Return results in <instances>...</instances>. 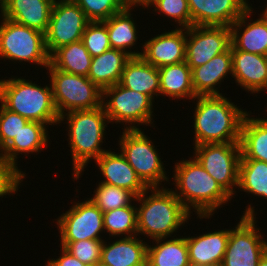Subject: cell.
Returning a JSON list of instances; mask_svg holds the SVG:
<instances>
[{
	"mask_svg": "<svg viewBox=\"0 0 267 266\" xmlns=\"http://www.w3.org/2000/svg\"><path fill=\"white\" fill-rule=\"evenodd\" d=\"M92 56L82 40L72 42L56 49L50 55V64L60 71L80 76H88Z\"/></svg>",
	"mask_w": 267,
	"mask_h": 266,
	"instance_id": "31",
	"label": "cell"
},
{
	"mask_svg": "<svg viewBox=\"0 0 267 266\" xmlns=\"http://www.w3.org/2000/svg\"><path fill=\"white\" fill-rule=\"evenodd\" d=\"M229 236L230 229L186 236L190 262L204 266H221Z\"/></svg>",
	"mask_w": 267,
	"mask_h": 266,
	"instance_id": "23",
	"label": "cell"
},
{
	"mask_svg": "<svg viewBox=\"0 0 267 266\" xmlns=\"http://www.w3.org/2000/svg\"><path fill=\"white\" fill-rule=\"evenodd\" d=\"M254 208V205L248 204L237 225L230 228L221 266H257L267 251V240L257 228Z\"/></svg>",
	"mask_w": 267,
	"mask_h": 266,
	"instance_id": "10",
	"label": "cell"
},
{
	"mask_svg": "<svg viewBox=\"0 0 267 266\" xmlns=\"http://www.w3.org/2000/svg\"><path fill=\"white\" fill-rule=\"evenodd\" d=\"M174 237L154 239L153 245L148 243L147 266H187L190 263L186 236Z\"/></svg>",
	"mask_w": 267,
	"mask_h": 266,
	"instance_id": "30",
	"label": "cell"
},
{
	"mask_svg": "<svg viewBox=\"0 0 267 266\" xmlns=\"http://www.w3.org/2000/svg\"><path fill=\"white\" fill-rule=\"evenodd\" d=\"M81 40L92 57L111 49L107 27L103 22H90Z\"/></svg>",
	"mask_w": 267,
	"mask_h": 266,
	"instance_id": "38",
	"label": "cell"
},
{
	"mask_svg": "<svg viewBox=\"0 0 267 266\" xmlns=\"http://www.w3.org/2000/svg\"><path fill=\"white\" fill-rule=\"evenodd\" d=\"M93 192L90 199L102 212L130 206L136 199V196L127 189L100 182Z\"/></svg>",
	"mask_w": 267,
	"mask_h": 266,
	"instance_id": "34",
	"label": "cell"
},
{
	"mask_svg": "<svg viewBox=\"0 0 267 266\" xmlns=\"http://www.w3.org/2000/svg\"><path fill=\"white\" fill-rule=\"evenodd\" d=\"M47 264H45V266H56L49 258L48 261H46Z\"/></svg>",
	"mask_w": 267,
	"mask_h": 266,
	"instance_id": "44",
	"label": "cell"
},
{
	"mask_svg": "<svg viewBox=\"0 0 267 266\" xmlns=\"http://www.w3.org/2000/svg\"><path fill=\"white\" fill-rule=\"evenodd\" d=\"M192 26L230 27L248 8V0H188Z\"/></svg>",
	"mask_w": 267,
	"mask_h": 266,
	"instance_id": "15",
	"label": "cell"
},
{
	"mask_svg": "<svg viewBox=\"0 0 267 266\" xmlns=\"http://www.w3.org/2000/svg\"><path fill=\"white\" fill-rule=\"evenodd\" d=\"M144 133L142 129H123L118 140L119 151L148 188L161 185L164 187L162 182L170 181L165 164H163L151 138Z\"/></svg>",
	"mask_w": 267,
	"mask_h": 266,
	"instance_id": "8",
	"label": "cell"
},
{
	"mask_svg": "<svg viewBox=\"0 0 267 266\" xmlns=\"http://www.w3.org/2000/svg\"><path fill=\"white\" fill-rule=\"evenodd\" d=\"M193 113V146L206 143L240 142L247 111L225 95L196 96Z\"/></svg>",
	"mask_w": 267,
	"mask_h": 266,
	"instance_id": "2",
	"label": "cell"
},
{
	"mask_svg": "<svg viewBox=\"0 0 267 266\" xmlns=\"http://www.w3.org/2000/svg\"><path fill=\"white\" fill-rule=\"evenodd\" d=\"M142 9L153 8L154 12L165 18H172L171 21L178 23V28H189L192 26L191 14L188 7V0H143L139 3ZM164 14V15H163Z\"/></svg>",
	"mask_w": 267,
	"mask_h": 266,
	"instance_id": "35",
	"label": "cell"
},
{
	"mask_svg": "<svg viewBox=\"0 0 267 266\" xmlns=\"http://www.w3.org/2000/svg\"><path fill=\"white\" fill-rule=\"evenodd\" d=\"M154 102L148 95L129 90L120 83L102 91V105L109 123L123 124L124 130L141 129V125L154 127Z\"/></svg>",
	"mask_w": 267,
	"mask_h": 266,
	"instance_id": "6",
	"label": "cell"
},
{
	"mask_svg": "<svg viewBox=\"0 0 267 266\" xmlns=\"http://www.w3.org/2000/svg\"><path fill=\"white\" fill-rule=\"evenodd\" d=\"M63 122L67 124L66 131L68 130L72 178L79 180L90 161H95L107 151L102 145L109 124L108 116L101 105L94 109L65 113L59 117V126Z\"/></svg>",
	"mask_w": 267,
	"mask_h": 266,
	"instance_id": "3",
	"label": "cell"
},
{
	"mask_svg": "<svg viewBox=\"0 0 267 266\" xmlns=\"http://www.w3.org/2000/svg\"><path fill=\"white\" fill-rule=\"evenodd\" d=\"M251 113L247 112L241 125V159L267 163V118H255Z\"/></svg>",
	"mask_w": 267,
	"mask_h": 266,
	"instance_id": "28",
	"label": "cell"
},
{
	"mask_svg": "<svg viewBox=\"0 0 267 266\" xmlns=\"http://www.w3.org/2000/svg\"><path fill=\"white\" fill-rule=\"evenodd\" d=\"M238 189L249 195L267 199V163L254 159H241Z\"/></svg>",
	"mask_w": 267,
	"mask_h": 266,
	"instance_id": "32",
	"label": "cell"
},
{
	"mask_svg": "<svg viewBox=\"0 0 267 266\" xmlns=\"http://www.w3.org/2000/svg\"><path fill=\"white\" fill-rule=\"evenodd\" d=\"M90 23L84 11L73 0H55L49 25L45 33V45L49 55L61 46L82 39Z\"/></svg>",
	"mask_w": 267,
	"mask_h": 266,
	"instance_id": "12",
	"label": "cell"
},
{
	"mask_svg": "<svg viewBox=\"0 0 267 266\" xmlns=\"http://www.w3.org/2000/svg\"><path fill=\"white\" fill-rule=\"evenodd\" d=\"M132 3H141L143 0H130Z\"/></svg>",
	"mask_w": 267,
	"mask_h": 266,
	"instance_id": "47",
	"label": "cell"
},
{
	"mask_svg": "<svg viewBox=\"0 0 267 266\" xmlns=\"http://www.w3.org/2000/svg\"><path fill=\"white\" fill-rule=\"evenodd\" d=\"M0 104L29 121L48 126L59 123L60 116L55 108L52 86L49 83L41 86L35 81L14 76L0 79Z\"/></svg>",
	"mask_w": 267,
	"mask_h": 266,
	"instance_id": "5",
	"label": "cell"
},
{
	"mask_svg": "<svg viewBox=\"0 0 267 266\" xmlns=\"http://www.w3.org/2000/svg\"><path fill=\"white\" fill-rule=\"evenodd\" d=\"M130 58L124 51L111 48L92 57L87 77L103 91L120 83L124 66Z\"/></svg>",
	"mask_w": 267,
	"mask_h": 266,
	"instance_id": "27",
	"label": "cell"
},
{
	"mask_svg": "<svg viewBox=\"0 0 267 266\" xmlns=\"http://www.w3.org/2000/svg\"><path fill=\"white\" fill-rule=\"evenodd\" d=\"M266 7H264L265 9H264V11H262L261 13V15L263 16V18L267 21V4L265 5Z\"/></svg>",
	"mask_w": 267,
	"mask_h": 266,
	"instance_id": "43",
	"label": "cell"
},
{
	"mask_svg": "<svg viewBox=\"0 0 267 266\" xmlns=\"http://www.w3.org/2000/svg\"><path fill=\"white\" fill-rule=\"evenodd\" d=\"M103 212L105 233L110 237H133L137 235V204ZM116 236V237H115Z\"/></svg>",
	"mask_w": 267,
	"mask_h": 266,
	"instance_id": "33",
	"label": "cell"
},
{
	"mask_svg": "<svg viewBox=\"0 0 267 266\" xmlns=\"http://www.w3.org/2000/svg\"><path fill=\"white\" fill-rule=\"evenodd\" d=\"M231 45V29L225 26H191L186 28L185 61L191 70Z\"/></svg>",
	"mask_w": 267,
	"mask_h": 266,
	"instance_id": "14",
	"label": "cell"
},
{
	"mask_svg": "<svg viewBox=\"0 0 267 266\" xmlns=\"http://www.w3.org/2000/svg\"><path fill=\"white\" fill-rule=\"evenodd\" d=\"M140 238L120 237L111 243L104 240L100 261L109 266H147L148 243Z\"/></svg>",
	"mask_w": 267,
	"mask_h": 266,
	"instance_id": "24",
	"label": "cell"
},
{
	"mask_svg": "<svg viewBox=\"0 0 267 266\" xmlns=\"http://www.w3.org/2000/svg\"><path fill=\"white\" fill-rule=\"evenodd\" d=\"M160 91L159 96L174 100H193L196 95L192 85V70L187 62L158 68ZM188 98V99H187Z\"/></svg>",
	"mask_w": 267,
	"mask_h": 266,
	"instance_id": "29",
	"label": "cell"
},
{
	"mask_svg": "<svg viewBox=\"0 0 267 266\" xmlns=\"http://www.w3.org/2000/svg\"><path fill=\"white\" fill-rule=\"evenodd\" d=\"M84 11L90 22H103L125 10L130 0H73Z\"/></svg>",
	"mask_w": 267,
	"mask_h": 266,
	"instance_id": "36",
	"label": "cell"
},
{
	"mask_svg": "<svg viewBox=\"0 0 267 266\" xmlns=\"http://www.w3.org/2000/svg\"><path fill=\"white\" fill-rule=\"evenodd\" d=\"M135 201L139 203L137 235H146L150 240L173 237L192 216L172 188H148Z\"/></svg>",
	"mask_w": 267,
	"mask_h": 266,
	"instance_id": "4",
	"label": "cell"
},
{
	"mask_svg": "<svg viewBox=\"0 0 267 266\" xmlns=\"http://www.w3.org/2000/svg\"><path fill=\"white\" fill-rule=\"evenodd\" d=\"M193 148L195 152L192 156L231 198H235L241 160L240 143H206Z\"/></svg>",
	"mask_w": 267,
	"mask_h": 266,
	"instance_id": "11",
	"label": "cell"
},
{
	"mask_svg": "<svg viewBox=\"0 0 267 266\" xmlns=\"http://www.w3.org/2000/svg\"><path fill=\"white\" fill-rule=\"evenodd\" d=\"M69 208L55 219L60 242L104 240L101 236L103 232L105 234L103 212L90 198L75 202Z\"/></svg>",
	"mask_w": 267,
	"mask_h": 266,
	"instance_id": "13",
	"label": "cell"
},
{
	"mask_svg": "<svg viewBox=\"0 0 267 266\" xmlns=\"http://www.w3.org/2000/svg\"><path fill=\"white\" fill-rule=\"evenodd\" d=\"M120 84L129 90L148 95L153 101L156 97L159 98L158 68L147 63L142 57H131L126 62Z\"/></svg>",
	"mask_w": 267,
	"mask_h": 266,
	"instance_id": "26",
	"label": "cell"
},
{
	"mask_svg": "<svg viewBox=\"0 0 267 266\" xmlns=\"http://www.w3.org/2000/svg\"><path fill=\"white\" fill-rule=\"evenodd\" d=\"M95 266H109V265L103 264V263L100 261V262H98Z\"/></svg>",
	"mask_w": 267,
	"mask_h": 266,
	"instance_id": "46",
	"label": "cell"
},
{
	"mask_svg": "<svg viewBox=\"0 0 267 266\" xmlns=\"http://www.w3.org/2000/svg\"><path fill=\"white\" fill-rule=\"evenodd\" d=\"M46 70L49 71L53 101L59 116L102 105V90L88 77L60 71L51 64Z\"/></svg>",
	"mask_w": 267,
	"mask_h": 266,
	"instance_id": "9",
	"label": "cell"
},
{
	"mask_svg": "<svg viewBox=\"0 0 267 266\" xmlns=\"http://www.w3.org/2000/svg\"><path fill=\"white\" fill-rule=\"evenodd\" d=\"M253 10L252 6L248 8L230 26L231 44L237 50L267 56V21L261 14H258L259 18L251 21Z\"/></svg>",
	"mask_w": 267,
	"mask_h": 266,
	"instance_id": "20",
	"label": "cell"
},
{
	"mask_svg": "<svg viewBox=\"0 0 267 266\" xmlns=\"http://www.w3.org/2000/svg\"><path fill=\"white\" fill-rule=\"evenodd\" d=\"M232 78L243 90L258 94L267 90V56L237 50L231 44Z\"/></svg>",
	"mask_w": 267,
	"mask_h": 266,
	"instance_id": "17",
	"label": "cell"
},
{
	"mask_svg": "<svg viewBox=\"0 0 267 266\" xmlns=\"http://www.w3.org/2000/svg\"><path fill=\"white\" fill-rule=\"evenodd\" d=\"M55 0H0V16L46 33Z\"/></svg>",
	"mask_w": 267,
	"mask_h": 266,
	"instance_id": "19",
	"label": "cell"
},
{
	"mask_svg": "<svg viewBox=\"0 0 267 266\" xmlns=\"http://www.w3.org/2000/svg\"><path fill=\"white\" fill-rule=\"evenodd\" d=\"M174 164L172 185L176 188L172 191L200 220L211 218L217 209L232 200L194 156Z\"/></svg>",
	"mask_w": 267,
	"mask_h": 266,
	"instance_id": "1",
	"label": "cell"
},
{
	"mask_svg": "<svg viewBox=\"0 0 267 266\" xmlns=\"http://www.w3.org/2000/svg\"><path fill=\"white\" fill-rule=\"evenodd\" d=\"M257 266H267V251L265 254L260 258Z\"/></svg>",
	"mask_w": 267,
	"mask_h": 266,
	"instance_id": "42",
	"label": "cell"
},
{
	"mask_svg": "<svg viewBox=\"0 0 267 266\" xmlns=\"http://www.w3.org/2000/svg\"><path fill=\"white\" fill-rule=\"evenodd\" d=\"M187 266H204V265H200V264H195V263H189Z\"/></svg>",
	"mask_w": 267,
	"mask_h": 266,
	"instance_id": "45",
	"label": "cell"
},
{
	"mask_svg": "<svg viewBox=\"0 0 267 266\" xmlns=\"http://www.w3.org/2000/svg\"><path fill=\"white\" fill-rule=\"evenodd\" d=\"M141 45V57L156 68L182 63L185 61L186 28L175 27Z\"/></svg>",
	"mask_w": 267,
	"mask_h": 266,
	"instance_id": "16",
	"label": "cell"
},
{
	"mask_svg": "<svg viewBox=\"0 0 267 266\" xmlns=\"http://www.w3.org/2000/svg\"><path fill=\"white\" fill-rule=\"evenodd\" d=\"M94 163L103 176L100 183L127 189L136 197L148 189L119 149L117 153L107 149Z\"/></svg>",
	"mask_w": 267,
	"mask_h": 266,
	"instance_id": "18",
	"label": "cell"
},
{
	"mask_svg": "<svg viewBox=\"0 0 267 266\" xmlns=\"http://www.w3.org/2000/svg\"><path fill=\"white\" fill-rule=\"evenodd\" d=\"M61 255L56 259H50L56 266H87L86 264L79 261L64 247H60Z\"/></svg>",
	"mask_w": 267,
	"mask_h": 266,
	"instance_id": "41",
	"label": "cell"
},
{
	"mask_svg": "<svg viewBox=\"0 0 267 266\" xmlns=\"http://www.w3.org/2000/svg\"><path fill=\"white\" fill-rule=\"evenodd\" d=\"M0 17V60L24 61L47 68L50 55L45 45V33Z\"/></svg>",
	"mask_w": 267,
	"mask_h": 266,
	"instance_id": "7",
	"label": "cell"
},
{
	"mask_svg": "<svg viewBox=\"0 0 267 266\" xmlns=\"http://www.w3.org/2000/svg\"><path fill=\"white\" fill-rule=\"evenodd\" d=\"M228 74L233 77L231 45L225 52L192 69V85L195 95H223L219 87Z\"/></svg>",
	"mask_w": 267,
	"mask_h": 266,
	"instance_id": "22",
	"label": "cell"
},
{
	"mask_svg": "<svg viewBox=\"0 0 267 266\" xmlns=\"http://www.w3.org/2000/svg\"><path fill=\"white\" fill-rule=\"evenodd\" d=\"M24 179L26 178L0 157V198L15 195Z\"/></svg>",
	"mask_w": 267,
	"mask_h": 266,
	"instance_id": "40",
	"label": "cell"
},
{
	"mask_svg": "<svg viewBox=\"0 0 267 266\" xmlns=\"http://www.w3.org/2000/svg\"><path fill=\"white\" fill-rule=\"evenodd\" d=\"M47 124L37 121H28L22 130L15 136L11 143L0 153L8 164H10L16 171H18L24 178L26 173L18 168V157L20 154H33L42 151L44 147L49 145L50 135L48 134L49 128ZM48 143V144H47Z\"/></svg>",
	"mask_w": 267,
	"mask_h": 266,
	"instance_id": "21",
	"label": "cell"
},
{
	"mask_svg": "<svg viewBox=\"0 0 267 266\" xmlns=\"http://www.w3.org/2000/svg\"><path fill=\"white\" fill-rule=\"evenodd\" d=\"M104 240H79L74 242H60L79 261L87 266H95L101 260Z\"/></svg>",
	"mask_w": 267,
	"mask_h": 266,
	"instance_id": "37",
	"label": "cell"
},
{
	"mask_svg": "<svg viewBox=\"0 0 267 266\" xmlns=\"http://www.w3.org/2000/svg\"><path fill=\"white\" fill-rule=\"evenodd\" d=\"M138 6L139 3H132L125 10L103 21L107 27L111 48L124 51L130 57H141L142 55V51H132L136 48L135 45H137L138 36H140L138 35L137 23L132 16L133 7Z\"/></svg>",
	"mask_w": 267,
	"mask_h": 266,
	"instance_id": "25",
	"label": "cell"
},
{
	"mask_svg": "<svg viewBox=\"0 0 267 266\" xmlns=\"http://www.w3.org/2000/svg\"><path fill=\"white\" fill-rule=\"evenodd\" d=\"M29 120L0 106V153L11 143Z\"/></svg>",
	"mask_w": 267,
	"mask_h": 266,
	"instance_id": "39",
	"label": "cell"
}]
</instances>
